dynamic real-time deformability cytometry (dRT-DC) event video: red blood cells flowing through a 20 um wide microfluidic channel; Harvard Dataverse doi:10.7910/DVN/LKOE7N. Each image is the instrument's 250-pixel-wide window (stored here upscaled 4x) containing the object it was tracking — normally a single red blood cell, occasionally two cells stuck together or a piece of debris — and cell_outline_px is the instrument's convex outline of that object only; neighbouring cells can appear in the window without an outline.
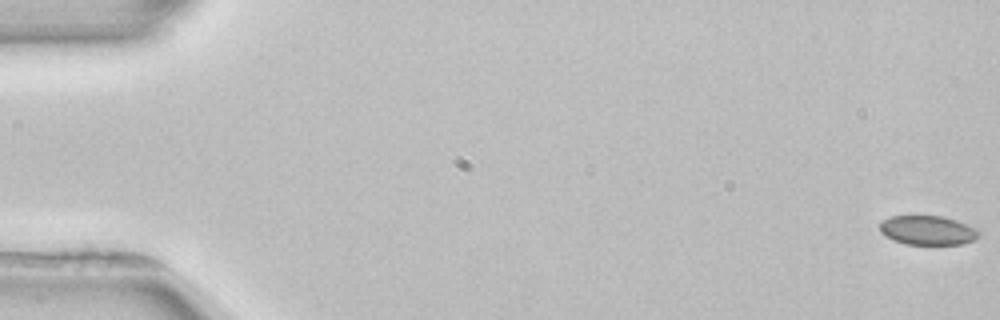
{"species": "common noctule bat (a hibernating species)", "species_latin": "Nyctalus noctula", "temperature_condition": "room temperature", "stored_images_in_passage": 4, "camera_frame_rate_fps": 3000, "um_per_image_px": 0.085, "animal": {"sex": "female", "body_mass_g": 22.7, "forearm_length_mm": 54.2}, "frame": {"image": 1, "passage_image": 1, "time_ms": 0.0, "image_size_px": [1000, 320], "cell_outline_px": [[984, 232], [976, 240], [964, 244], [904, 244], [892, 240], [884, 236], [880, 232], [880, 220], [892, 216], [940, 216], [976, 228]], "centroid_in_image_um": [78.85, 19.59], "position_along_channel_um": 6.1, "area_um2": 17.05}}
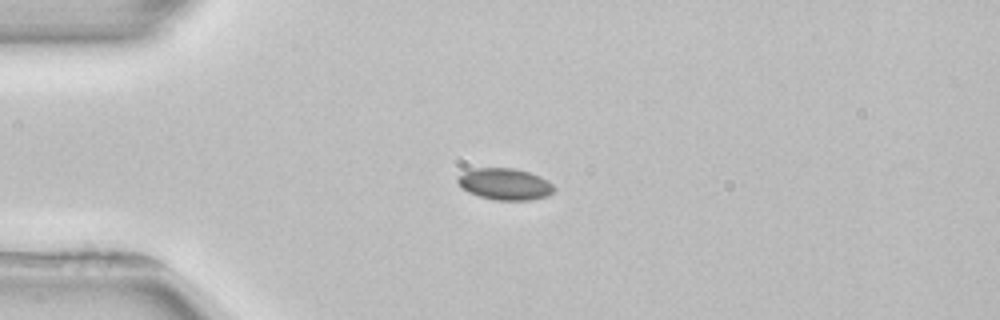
{"frame": {"image": 2, "passage_image": 4, "time_ms": 4.333, "image_size_px": [1000, 320], "cell_outline_px": [[556, 188], [548, 196], [532, 200], [496, 200], [480, 196], [468, 192], [460, 188], [456, 180], [456, 176], [464, 172], [476, 168], [516, 168], [540, 176], [548, 180]], "centroid_in_image_um": [42.91, 15.64], "position_along_channel_um": 42.1, "area_um2": 17.92}}